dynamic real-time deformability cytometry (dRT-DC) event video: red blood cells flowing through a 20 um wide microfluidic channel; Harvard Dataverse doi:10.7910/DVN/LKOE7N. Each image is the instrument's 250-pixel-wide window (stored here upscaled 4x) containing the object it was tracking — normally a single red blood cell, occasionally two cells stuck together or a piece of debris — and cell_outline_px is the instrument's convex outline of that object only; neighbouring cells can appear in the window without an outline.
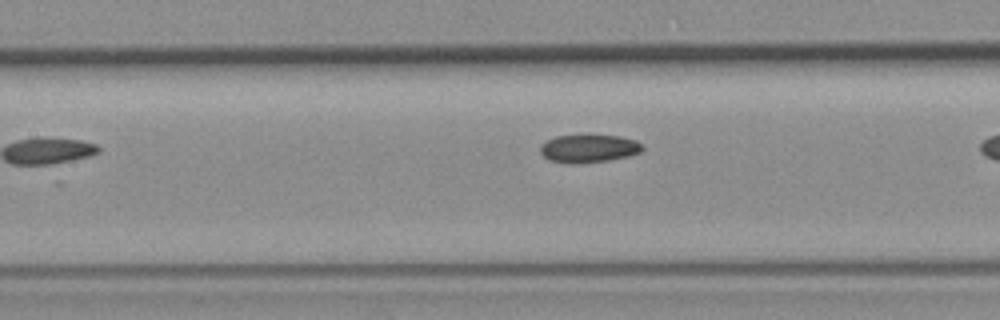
{"species": "common noctule bat (a hibernating species)", "species_latin": "Nyctalus noctula", "temperature_condition": "room temperature", "stored_images_in_passage": 5, "camera_frame_rate_fps": 3000, "um_per_image_px": 0.085, "animal": {"sex": "female", "body_mass_g": 19.3, "forearm_length_mm": 54.1}, "frame": {"image": 1, "passage_image": 4, "time_ms": 3.667, "image_size_px": [1000, 320], "cell_outline_px": [[644, 148], [640, 152], [628, 156], [608, 160], [576, 164], [568, 164], [548, 160], [540, 152], [540, 144], [556, 136], [620, 136], [636, 140]], "centroid_in_image_um": [50.01, 12.64], "position_along_channel_um": 157.4, "area_um2": 16.53}}